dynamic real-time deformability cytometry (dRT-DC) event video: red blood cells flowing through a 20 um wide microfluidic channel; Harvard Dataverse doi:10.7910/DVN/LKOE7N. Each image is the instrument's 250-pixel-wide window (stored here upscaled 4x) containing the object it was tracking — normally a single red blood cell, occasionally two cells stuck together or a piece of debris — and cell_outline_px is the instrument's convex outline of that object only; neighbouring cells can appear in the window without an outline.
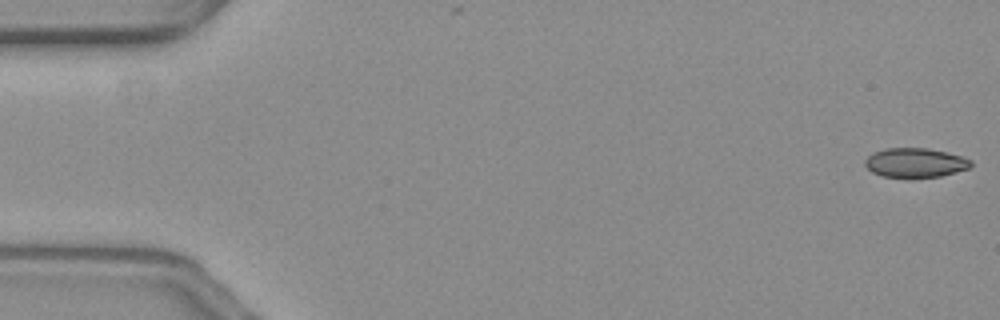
{"species": "common noctule bat (a hibernating species)", "species_latin": "Nyctalus noctula", "temperature_condition": "warm", "stored_images_in_passage": 57, "camera_frame_rate_fps": 3000, "um_per_image_px": 0.085, "animal": {"sex": "female", "body_mass_g": 19.3, "forearm_length_mm": 54.1}, "frame": {"image": 1, "passage_image": 1, "time_ms": 0.0, "image_size_px": [1000, 320], "cell_outline_px": [[972, 164], [968, 168], [940, 176], [912, 180], [908, 180], [880, 176], [872, 172], [864, 164], [864, 160], [872, 152], [884, 148], [928, 148], [948, 152], [972, 160]], "centroid_in_image_um": [77.74, 13.86], "position_along_channel_um": 7.3, "area_um2": 18.79}}
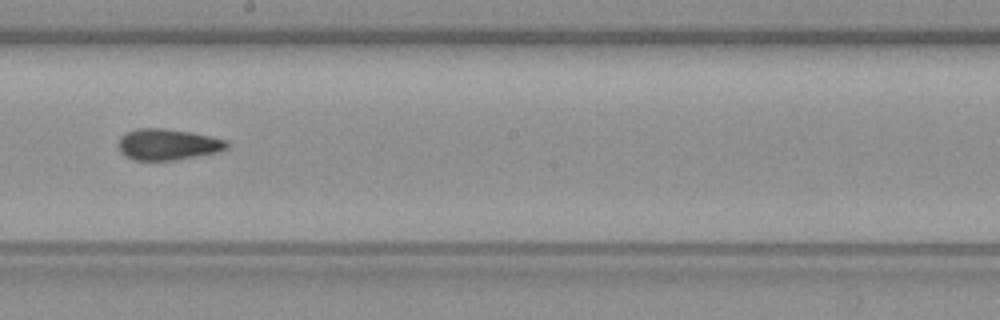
{"frame": {"image": 2, "passage_image": 32, "time_ms": 10.333, "image_size_px": [1000, 320], "cell_outline_px": [[228, 148], [220, 152], [172, 160], [132, 160], [124, 156], [120, 152], [120, 140], [128, 132], [140, 128], [160, 128], [188, 132], [208, 136], [224, 140], [228, 144]], "centroid_in_image_um": [14.26, 12.3], "position_along_channel_um": 233.9, "area_um2": 19.25}}
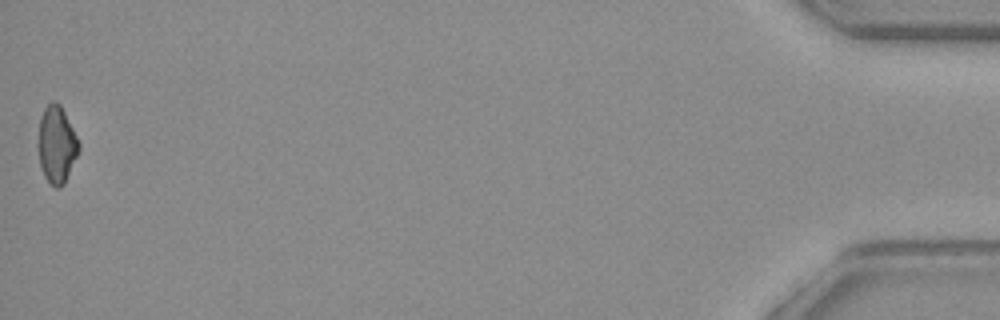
{"frame": {"image": 3, "passage_image": 57, "time_ms": 18.667, "image_size_px": [1000, 320], "cell_outline_px": [[80, 148], [64, 184], [60, 188], [56, 188], [44, 176], [40, 164], [40, 116], [44, 108], [52, 100], [60, 104], [80, 144]], "centroid_in_image_um": [4.83, 12.29], "position_along_channel_um": 430.4, "area_um2": 17.63}, "authors_computed_cell_mechanics": {"area_um2": 19.1896, "velocity_mm_per_s": 3.6014, "shape_relaxation_time_tau1_ms": null, "shape_relaxation_time_tau2_ms": 2.768, "deformation_change_tau1": null, "deformation_change_tau2": 0.0611}}